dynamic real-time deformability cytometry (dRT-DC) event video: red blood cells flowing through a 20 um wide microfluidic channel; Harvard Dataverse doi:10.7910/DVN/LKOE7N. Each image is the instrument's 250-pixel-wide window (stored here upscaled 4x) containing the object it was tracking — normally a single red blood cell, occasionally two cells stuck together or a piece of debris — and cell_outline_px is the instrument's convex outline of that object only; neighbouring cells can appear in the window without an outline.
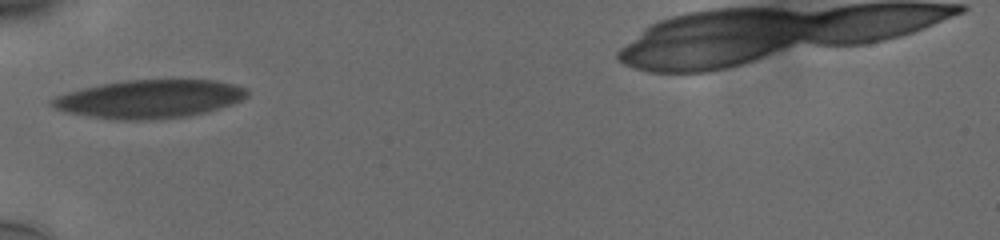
{"species": "human", "species_latin": "Homo sapiens", "temperature_condition": "cold", "stored_images_in_passage": 36, "camera_frame_rate_fps": 3000, "um_per_image_px": 0.085, "donor": {"sex": "male"}, "frame": {"image": 1, "passage_image": 1, "time_ms": 0.0, "image_size_px": [1000, 240], "cell_outline_px": [[248, 96], [240, 100], [204, 112], [188, 116], [152, 120], [112, 120], [64, 112], [56, 108], [48, 100], [56, 96], [68, 92], [100, 84], [124, 80], [212, 80], [232, 84], [244, 88], [248, 92]], "centroid_in_image_um": [12.64, 8.42], "position_along_channel_um": 72.4, "area_um2": 43.23}}
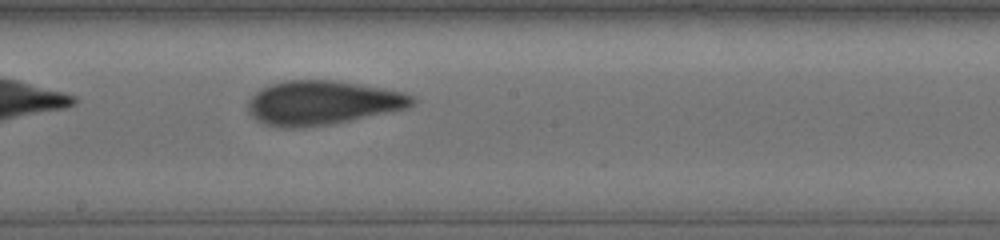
{"frame": {"image": 2, "passage_image": 13, "time_ms": 4.0, "image_size_px": [1000, 240], "cell_outline_px": [[416, 104], [408, 108], [328, 124], [300, 128], [280, 128], [264, 124], [256, 120], [248, 112], [248, 100], [256, 92], [272, 84], [284, 80], [336, 80], [404, 92], [412, 96], [416, 100]], "centroid_in_image_um": [27.38, 8.74], "position_along_channel_um": 220.8, "area_um2": 42.08}}
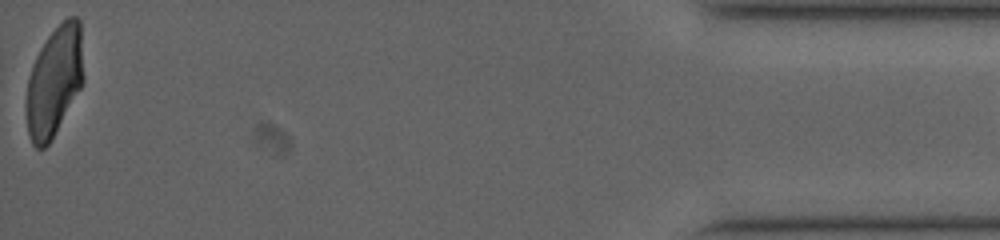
{"frame": {"image": 3, "passage_image": 36, "time_ms": 11.667, "image_size_px": [1000, 240], "cell_outline_px": [[84, 80], [80, 88], [48, 144], [44, 148], [36, 148], [32, 144], [28, 132], [24, 104], [28, 80], [32, 64], [40, 48], [48, 36], [68, 16], [76, 16], [80, 20], [84, 76]], "centroid_in_image_um": [4.6, 6.9], "position_along_channel_um": 430.6, "area_um2": 36.65}, "authors_computed_cell_mechanics": {"area_um2": 40.6623, "velocity_mm_per_s": 3.7548, "shape_relaxation_time_tau1_ms": 8.0956, "shape_relaxation_time_tau2_ms": 1.4598, "deformation_change_tau1": 0.2036, "deformation_change_tau2": 0.0745}}